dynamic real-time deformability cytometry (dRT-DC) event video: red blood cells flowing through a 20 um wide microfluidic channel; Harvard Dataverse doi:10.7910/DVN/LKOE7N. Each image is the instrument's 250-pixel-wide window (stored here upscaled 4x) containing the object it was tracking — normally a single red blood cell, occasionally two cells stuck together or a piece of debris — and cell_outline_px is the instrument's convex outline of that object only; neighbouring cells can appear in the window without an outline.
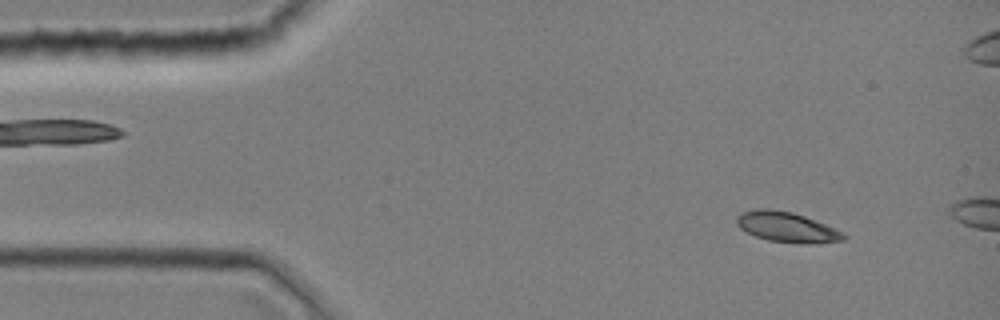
{"species": "common noctule bat (a hibernating species)", "species_latin": "Nyctalus noctula", "temperature_condition": "room temperature", "stored_images_in_passage": 9, "camera_frame_rate_fps": 3000, "um_per_image_px": 0.085, "animal": {"sex": "female", "body_mass_g": 19.0, "forearm_length_mm": 51.5}, "frame": {"image": 1, "passage_image": 4, "time_ms": 1.0, "image_size_px": [1000, 320], "cell_outline_px": [[848, 236], [844, 240], [816, 244], [768, 240], [756, 236], [740, 228], [736, 224], [736, 216], [740, 212], [756, 208], [768, 208], [792, 212], [804, 216], [844, 232]], "centroid_in_image_um": [66.87, 19.29], "position_along_channel_um": 18.1, "area_um2": 18.79}}